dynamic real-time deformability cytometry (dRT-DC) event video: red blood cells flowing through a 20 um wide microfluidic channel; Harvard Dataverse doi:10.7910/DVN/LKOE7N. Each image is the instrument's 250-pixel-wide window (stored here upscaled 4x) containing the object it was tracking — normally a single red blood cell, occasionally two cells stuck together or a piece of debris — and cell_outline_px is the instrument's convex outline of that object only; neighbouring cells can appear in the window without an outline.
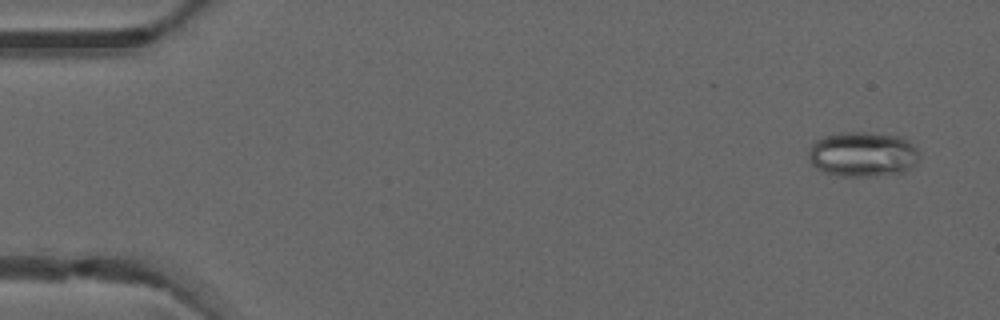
{"species": "common noctule bat (a hibernating species)", "species_latin": "Nyctalus noctula", "temperature_condition": "warm", "stored_images_in_passage": 4, "camera_frame_rate_fps": 3000, "um_per_image_px": 0.085, "animal": {"sex": "male", "forearm_length_mm": 52.5}, "frame": {"image": 1, "passage_image": 1, "time_ms": 0.0, "image_size_px": [1000, 320], "cell_outline_px": [[920, 156], [904, 172], [880, 176], [840, 176], [824, 172], [816, 168], [808, 160], [808, 152], [812, 144], [816, 140], [824, 136], [840, 132], [868, 132], [896, 136], [912, 144], [920, 152]], "centroid_in_image_um": [73.28, 13.12], "position_along_channel_um": 11.7, "area_um2": 29.02}}